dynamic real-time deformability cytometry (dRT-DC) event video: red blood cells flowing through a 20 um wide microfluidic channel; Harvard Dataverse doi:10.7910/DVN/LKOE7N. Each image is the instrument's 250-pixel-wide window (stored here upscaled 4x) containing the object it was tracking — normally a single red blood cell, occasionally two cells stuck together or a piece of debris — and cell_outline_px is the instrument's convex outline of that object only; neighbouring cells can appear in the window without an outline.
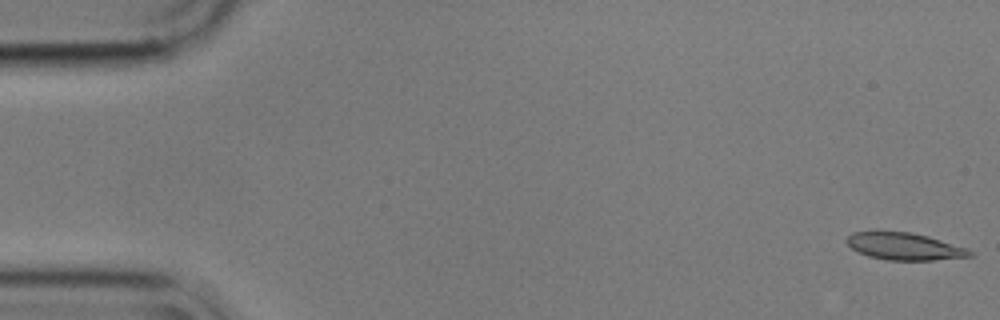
{"species": "common noctule bat (a hibernating species)", "species_latin": "Nyctalus noctula", "temperature_condition": "cold", "stored_images_in_passage": 56, "camera_frame_rate_fps": 3000, "um_per_image_px": 0.085, "animal": {"sex": "male", "body_mass_g": 17.9}, "frame": {"image": 1, "passage_image": 1, "time_ms": 0.0, "image_size_px": [1000, 320], "cell_outline_px": [[972, 256], [932, 260], [888, 260], [868, 256], [852, 248], [844, 240], [852, 232], [876, 228], [912, 232], [928, 236], [968, 248], [972, 252]], "centroid_in_image_um": [76.8, 20.88], "position_along_channel_um": 8.2, "area_um2": 20.17}}
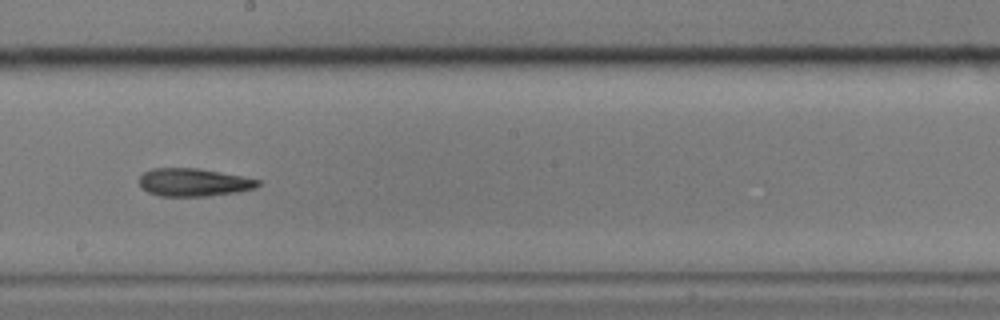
{"frame": {"image": 2, "passage_image": 31, "time_ms": 10.0, "image_size_px": [1000, 320], "cell_outline_px": [[260, 184], [256, 188], [240, 192], [208, 196], [160, 196], [148, 192], [140, 188], [140, 176], [144, 172], [152, 168], [196, 168], [220, 172], [260, 180]], "centroid_in_image_um": [16.45, 15.51], "position_along_channel_um": 231.7, "area_um2": 19.36}}
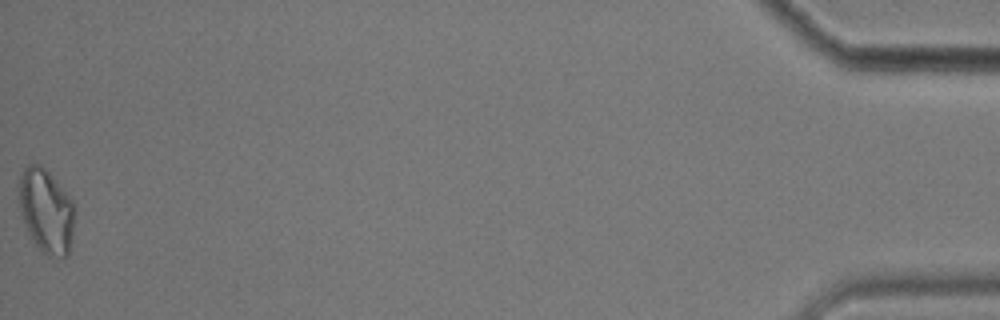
{"frame": {"image": 3, "passage_image": 56, "time_ms": 18.333, "image_size_px": [1000, 320], "cell_outline_px": [[76, 208], [72, 240], [68, 252], [60, 260], [48, 256], [32, 240], [24, 224], [20, 208], [20, 172], [28, 164], [40, 164], [48, 172], [72, 200]], "centroid_in_image_um": [3.95, 17.96], "position_along_channel_um": 431.2, "area_um2": 27.28}, "authors_computed_cell_mechanics": {"area_um2": 20.1144, "velocity_mm_per_s": 3.5613, "shape_relaxation_time_tau1_ms": null, "shape_relaxation_time_tau2_ms": 11.1275, "deformation_change_tau1": null, "deformation_change_tau2": 0.2565}}